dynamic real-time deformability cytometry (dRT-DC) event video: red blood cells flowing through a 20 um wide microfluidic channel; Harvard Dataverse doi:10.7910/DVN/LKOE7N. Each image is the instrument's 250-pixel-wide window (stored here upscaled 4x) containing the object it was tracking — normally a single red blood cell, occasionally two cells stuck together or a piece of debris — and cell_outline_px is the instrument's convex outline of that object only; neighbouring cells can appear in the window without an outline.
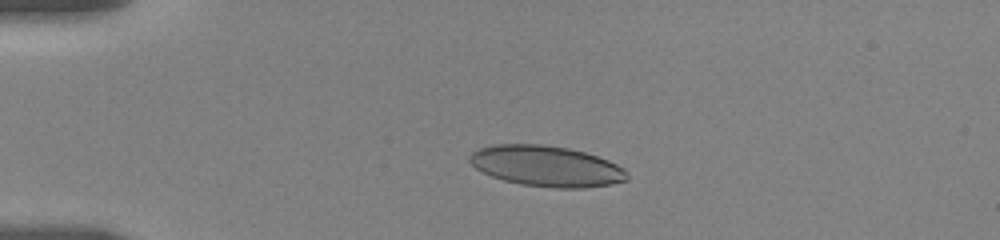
{"species": "human", "species_latin": "Homo sapiens", "temperature_condition": "room temperature", "stored_images_in_passage": 9, "camera_frame_rate_fps": 3000, "um_per_image_px": 0.085, "donor": {"sex": "female"}, "frame": {"image": 1, "passage_image": 6, "time_ms": 4.0, "image_size_px": [1000, 240], "cell_outline_px": [[628, 180], [612, 184], [584, 188], [556, 188], [520, 184], [504, 180], [492, 176], [476, 168], [468, 160], [468, 156], [472, 152], [480, 148], [496, 144], [540, 144], [568, 148], [584, 152], [608, 160], [624, 168], [628, 172]], "centroid_in_image_um": [46.46, 14.12], "position_along_channel_um": 38.5, "area_um2": 37.34}}
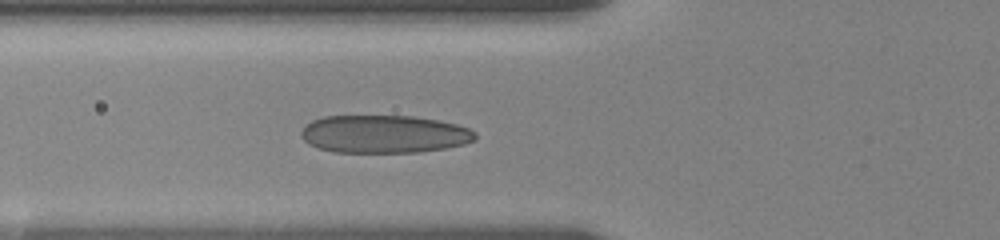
{"frame": {"image": 2, "passage_image": 9, "time_ms": 6.667, "image_size_px": [1000, 240], "cell_outline_px": [[476, 140], [464, 144], [444, 148], [416, 152], [332, 152], [308, 144], [300, 136], [300, 132], [304, 124], [312, 120], [324, 116], [412, 116], [436, 120], [456, 124], [468, 128], [476, 132]], "centroid_in_image_um": [32.61, 11.39], "position_along_channel_um": 93.2, "area_um2": 38.49}}